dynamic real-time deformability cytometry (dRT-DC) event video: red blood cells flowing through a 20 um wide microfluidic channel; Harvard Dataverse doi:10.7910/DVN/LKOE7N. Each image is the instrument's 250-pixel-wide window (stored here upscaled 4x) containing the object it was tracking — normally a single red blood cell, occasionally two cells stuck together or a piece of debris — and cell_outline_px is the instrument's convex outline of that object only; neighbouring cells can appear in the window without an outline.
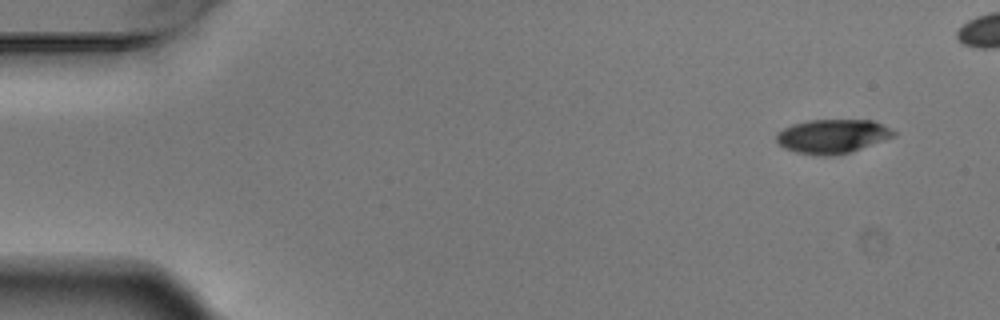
{"species": "Egyptian fruit bat (a non-hibernating species)", "species_latin": "Rousettus aegyptiacus", "temperature_condition": "warm", "stored_images_in_passage": 5, "camera_frame_rate_fps": 3000, "um_per_image_px": 0.085, "animal": {"sex": "male"}, "frame": {"image": 1, "passage_image": 1, "time_ms": 0.0, "image_size_px": [1000, 320], "cell_outline_px": [[896, 136], [848, 152], [832, 156], [824, 156], [796, 152], [784, 148], [776, 140], [776, 132], [792, 124], [808, 120], [872, 120], [896, 132]], "centroid_in_image_um": [70.71, 11.58], "position_along_channel_um": 14.3, "area_um2": 23.0}}